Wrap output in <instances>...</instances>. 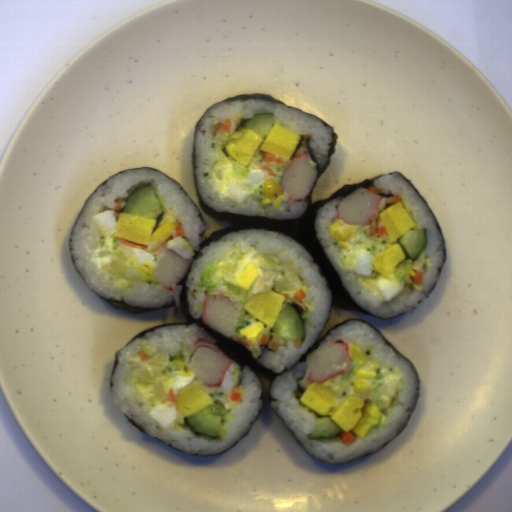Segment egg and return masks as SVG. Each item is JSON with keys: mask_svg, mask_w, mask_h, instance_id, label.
<instances>
[{"mask_svg": "<svg viewBox=\"0 0 512 512\" xmlns=\"http://www.w3.org/2000/svg\"><path fill=\"white\" fill-rule=\"evenodd\" d=\"M300 402L319 416H329L346 433L353 431L362 439L379 424L384 414L379 404L355 394L338 396L320 381L308 385Z\"/></svg>", "mask_w": 512, "mask_h": 512, "instance_id": "535e4f2a", "label": "egg"}, {"mask_svg": "<svg viewBox=\"0 0 512 512\" xmlns=\"http://www.w3.org/2000/svg\"><path fill=\"white\" fill-rule=\"evenodd\" d=\"M301 136L282 125L273 124L267 137L255 130L239 127L224 142L218 143L211 170V183L216 193L242 202L262 188L268 175L253 158L261 150L283 160L294 155Z\"/></svg>", "mask_w": 512, "mask_h": 512, "instance_id": "db1cbce2", "label": "egg"}, {"mask_svg": "<svg viewBox=\"0 0 512 512\" xmlns=\"http://www.w3.org/2000/svg\"><path fill=\"white\" fill-rule=\"evenodd\" d=\"M92 218L101 234L91 257L95 266L112 275L138 281L154 273L157 267L154 250L179 226L173 214L161 218L156 228L154 218L123 211L116 216L114 210H106Z\"/></svg>", "mask_w": 512, "mask_h": 512, "instance_id": "d2b9013d", "label": "egg"}, {"mask_svg": "<svg viewBox=\"0 0 512 512\" xmlns=\"http://www.w3.org/2000/svg\"><path fill=\"white\" fill-rule=\"evenodd\" d=\"M237 365H231L219 385H204L188 361H168L154 385L150 417L163 428L185 421L186 417L211 403L210 393L231 392Z\"/></svg>", "mask_w": 512, "mask_h": 512, "instance_id": "581b19a8", "label": "egg"}, {"mask_svg": "<svg viewBox=\"0 0 512 512\" xmlns=\"http://www.w3.org/2000/svg\"><path fill=\"white\" fill-rule=\"evenodd\" d=\"M378 219L387 231V234L384 235L386 246L383 252L372 257L371 263L384 279L393 281L397 266L407 259L401 245L396 241L407 231L414 230L418 223L406 208L403 200L400 199L378 213Z\"/></svg>", "mask_w": 512, "mask_h": 512, "instance_id": "465d88aa", "label": "egg"}, {"mask_svg": "<svg viewBox=\"0 0 512 512\" xmlns=\"http://www.w3.org/2000/svg\"><path fill=\"white\" fill-rule=\"evenodd\" d=\"M169 250L179 254L182 258L188 259L194 256V251L187 239L183 236H174L167 244Z\"/></svg>", "mask_w": 512, "mask_h": 512, "instance_id": "b2c4e7a5", "label": "egg"}, {"mask_svg": "<svg viewBox=\"0 0 512 512\" xmlns=\"http://www.w3.org/2000/svg\"><path fill=\"white\" fill-rule=\"evenodd\" d=\"M216 272L247 299L244 309L255 321L239 329V334L251 344L273 329L282 309L297 290H308L300 277L279 285L283 275L272 269L267 254L251 246L225 257Z\"/></svg>", "mask_w": 512, "mask_h": 512, "instance_id": "2799bb9f", "label": "egg"}]
</instances>
